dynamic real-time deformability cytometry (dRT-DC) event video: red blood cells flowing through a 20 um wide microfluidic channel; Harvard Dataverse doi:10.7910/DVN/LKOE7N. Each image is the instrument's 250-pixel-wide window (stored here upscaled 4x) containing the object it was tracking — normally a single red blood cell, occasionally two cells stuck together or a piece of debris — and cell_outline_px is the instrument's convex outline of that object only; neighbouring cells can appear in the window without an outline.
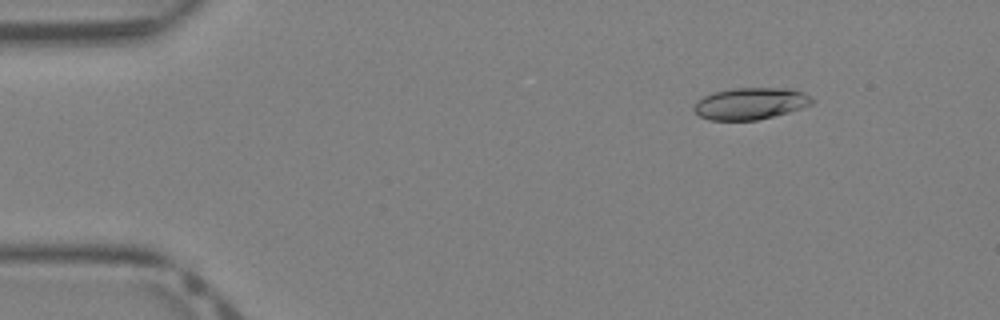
{"species": "Egyptian fruit bat (a non-hibernating species)", "species_latin": "Rousettus aegyptiacus", "temperature_condition": "warm", "stored_images_in_passage": 39, "camera_frame_rate_fps": 3000, "um_per_image_px": 0.085, "animal": {"sex": "female"}, "frame": {"image": 1, "passage_image": 4, "time_ms": 1.0, "image_size_px": [1000, 320], "cell_outline_px": [[816, 100], [812, 104], [788, 112], [756, 120], [708, 120], [700, 116], [692, 108], [704, 96], [712, 92], [732, 88], [792, 88], [804, 92]], "centroid_in_image_um": [63.82, 8.79], "position_along_channel_um": 21.2, "area_um2": 21.85}}
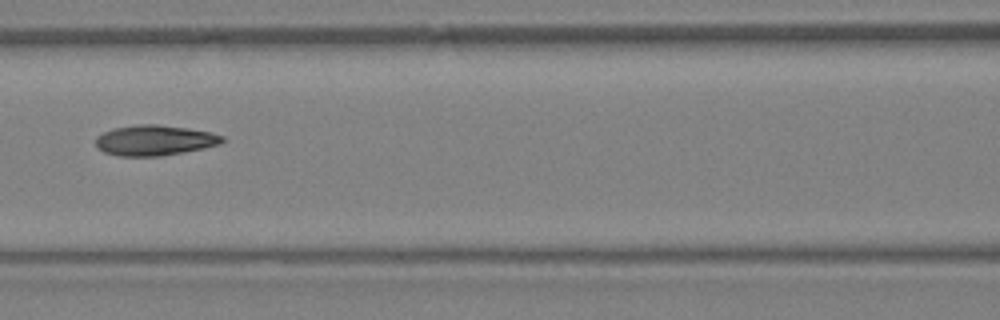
{"frame": {"image": 2, "passage_image": 17, "time_ms": 5.333, "image_size_px": [1000, 320], "cell_outline_px": [[224, 140], [220, 144], [204, 148], [184, 152], [160, 156], [116, 156], [104, 152], [96, 148], [96, 136], [112, 128], [140, 124], [156, 124], [188, 128], [208, 132], [224, 136]], "centroid_in_image_um": [13.11, 11.93], "position_along_channel_um": 153.5, "area_um2": 22.48}}
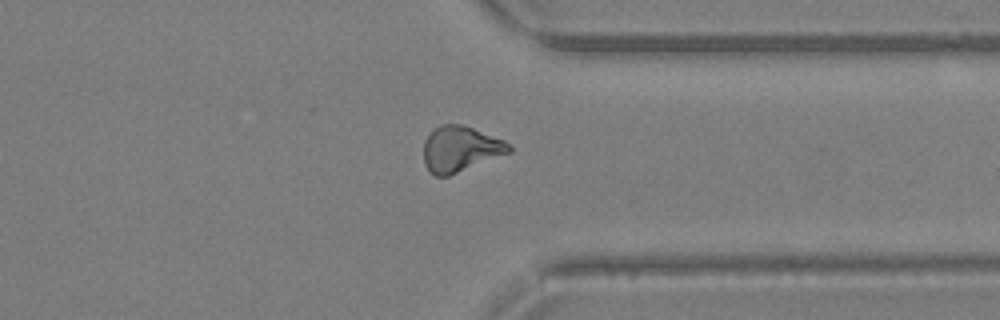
{"frame": {"image": 3, "passage_image": 30, "time_ms": 9.667, "image_size_px": [1000, 320], "cell_outline_px": [[512, 152], [448, 176], [436, 176], [424, 164], [424, 140], [432, 128], [440, 124], [460, 124], [472, 128], [504, 140], [512, 148]], "centroid_in_image_um": [39.11, 12.65], "position_along_channel_um": 372.3, "area_um2": 22.66}}